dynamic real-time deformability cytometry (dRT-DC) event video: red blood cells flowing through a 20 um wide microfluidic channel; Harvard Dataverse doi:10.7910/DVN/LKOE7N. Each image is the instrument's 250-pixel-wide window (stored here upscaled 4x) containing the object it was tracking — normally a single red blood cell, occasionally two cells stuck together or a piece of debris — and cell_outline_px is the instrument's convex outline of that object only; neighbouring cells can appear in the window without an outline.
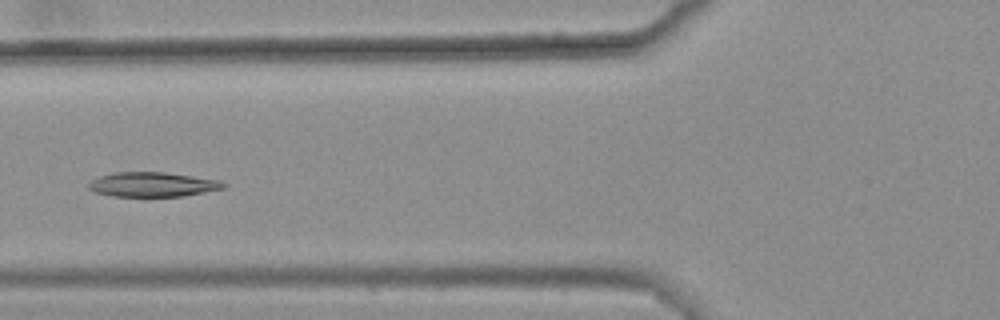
{"species": "common noctule bat (a hibernating species)", "species_latin": "Nyctalus noctula", "temperature_condition": "warm", "stored_images_in_passage": 5, "camera_frame_rate_fps": 3000, "um_per_image_px": 0.085, "animal": {"sex": "female", "body_mass_g": 25.1}, "frame": {"image": 1, "passage_image": 5, "time_ms": 1.333, "image_size_px": [1000, 320], "cell_outline_px": [[228, 184], [224, 188], [184, 196], [112, 196], [96, 192], [88, 188], [88, 184], [92, 180], [100, 176], [116, 172], [164, 172], [220, 180]], "centroid_in_image_um": [12.99, 15.68], "position_along_channel_um": 112.8, "area_um2": 19.19}}